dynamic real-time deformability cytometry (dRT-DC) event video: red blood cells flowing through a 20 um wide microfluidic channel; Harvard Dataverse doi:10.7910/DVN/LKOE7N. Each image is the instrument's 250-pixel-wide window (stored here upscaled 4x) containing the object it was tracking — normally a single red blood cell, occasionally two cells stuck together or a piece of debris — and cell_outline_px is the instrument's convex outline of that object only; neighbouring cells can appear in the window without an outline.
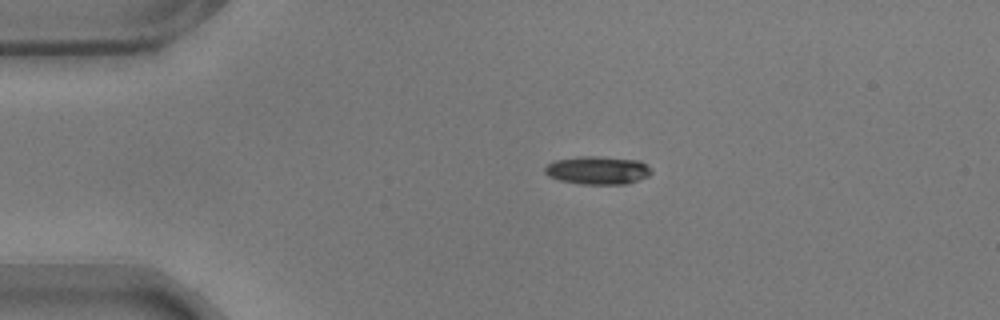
{"species": "common noctule bat (a hibernating species)", "species_latin": "Nyctalus noctula", "temperature_condition": "warm", "stored_images_in_passage": 46, "camera_frame_rate_fps": 3000, "um_per_image_px": 0.085, "animal": {"sex": "male", "body_mass_g": 17.9}, "frame": {"image": 1, "passage_image": 1, "time_ms": 0.0, "image_size_px": [1000, 320], "cell_outline_px": [[652, 172], [648, 176], [624, 184], [580, 184], [560, 180], [548, 176], [544, 172], [544, 168], [548, 164], [556, 160], [580, 156], [600, 156], [640, 160]], "centroid_in_image_um": [50.77, 14.46], "position_along_channel_um": 34.2, "area_um2": 17.34}}
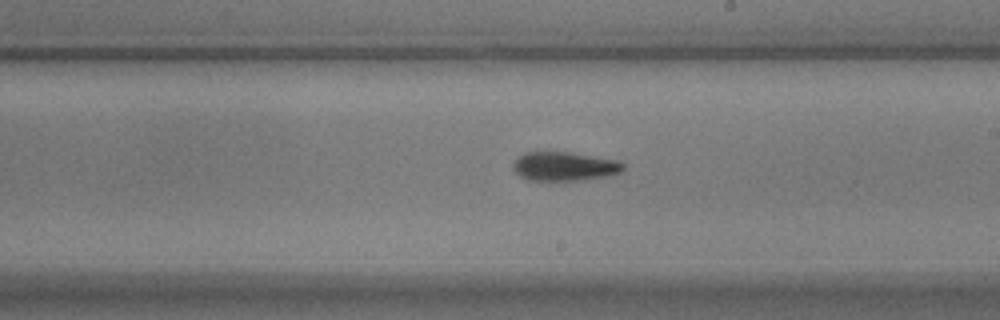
{"frame": {"image": 2, "passage_image": 22, "time_ms": 7.0, "image_size_px": [1000, 320], "cell_outline_px": [[624, 168], [620, 172], [608, 176], [576, 180], [528, 180], [520, 176], [512, 168], [512, 164], [524, 152], [572, 152], [620, 160], [624, 164]], "centroid_in_image_um": [47.99, 14.13], "position_along_channel_um": 241.0, "area_um2": 18.61}}
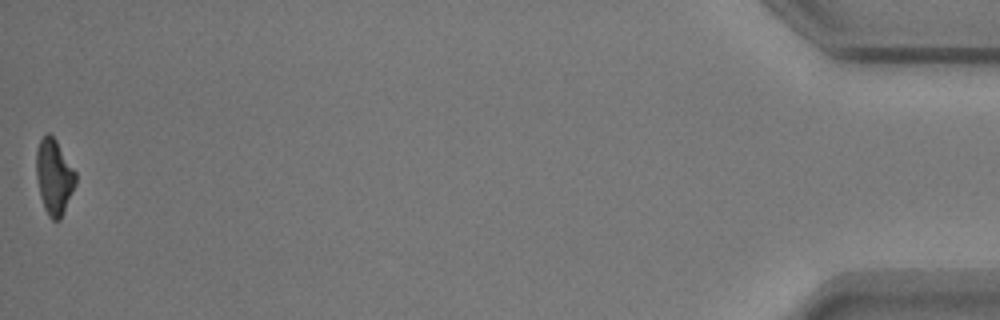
{"frame": {"image": 3, "passage_image": 46, "time_ms": 15.0, "image_size_px": [1000, 320], "cell_outline_px": [[76, 184], [60, 220], [52, 220], [48, 216], [44, 208], [40, 196], [36, 176], [36, 152], [40, 140], [48, 132], [56, 140], [76, 172]], "centroid_in_image_um": [4.59, 15.04], "position_along_channel_um": 430.6, "area_um2": 17.22}, "authors_computed_cell_mechanics": {"area_um2": 18.1781, "velocity_mm_per_s": 3.5468, "shape_relaxation_time_tau1_ms": 4.411, "shape_relaxation_time_tau2_ms": 4.4694, "deformation_change_tau1": 0.1922, "deformation_change_tau2": 0.1325}}